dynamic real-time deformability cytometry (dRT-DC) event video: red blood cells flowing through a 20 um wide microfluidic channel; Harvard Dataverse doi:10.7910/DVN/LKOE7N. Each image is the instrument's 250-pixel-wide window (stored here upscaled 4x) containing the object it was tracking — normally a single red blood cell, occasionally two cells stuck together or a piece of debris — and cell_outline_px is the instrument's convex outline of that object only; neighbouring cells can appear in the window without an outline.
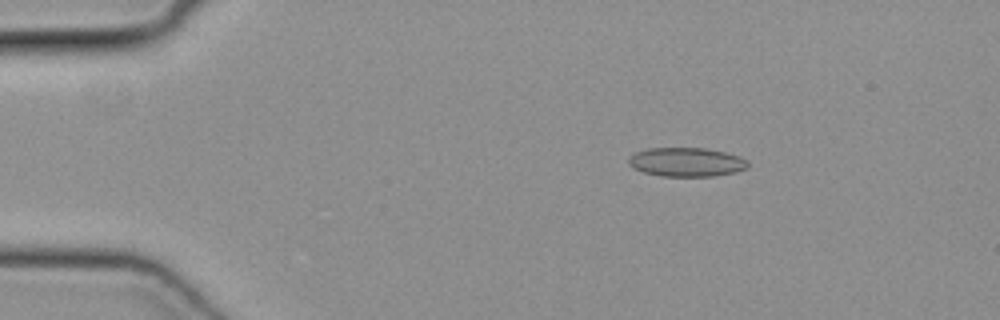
{"species": "common noctule bat (a hibernating species)", "species_latin": "Nyctalus noctula", "temperature_condition": "cold", "stored_images_in_passage": 49, "camera_frame_rate_fps": 3000, "um_per_image_px": 0.085, "animal": {"sex": "female", "body_mass_g": 19.3, "forearm_length_mm": 54.1}, "frame": {"image": 1, "passage_image": 8, "time_ms": 2.333, "image_size_px": [1000, 320], "cell_outline_px": [[748, 168], [736, 172], [712, 176], [664, 176], [644, 172], [628, 164], [628, 156], [636, 152], [648, 148], [704, 148], [724, 152], [740, 156], [748, 160]], "centroid_in_image_um": [58.37, 13.77], "position_along_channel_um": 26.6, "area_um2": 20.11}}
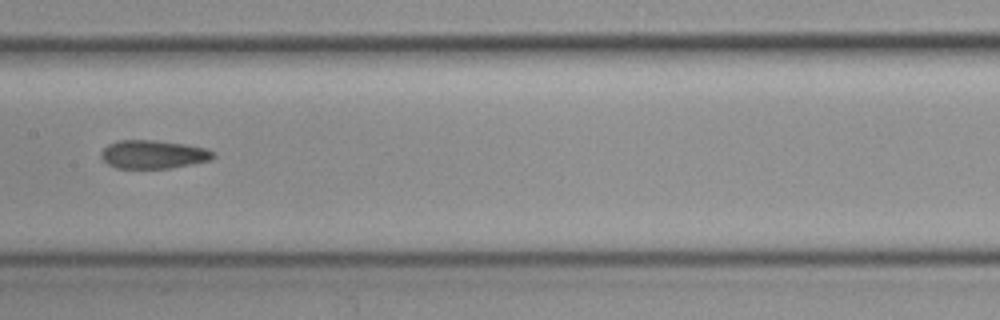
{"frame": {"image": 2, "passage_image": 25, "time_ms": 8.0, "image_size_px": [1000, 320], "cell_outline_px": [[216, 156], [212, 160], [172, 168], [116, 168], [108, 164], [100, 156], [100, 152], [108, 144], [116, 140], [156, 140], [184, 144], [208, 148], [216, 152]], "centroid_in_image_um": [13.07, 13.12], "position_along_channel_um": 194.3, "area_um2": 18.84}}
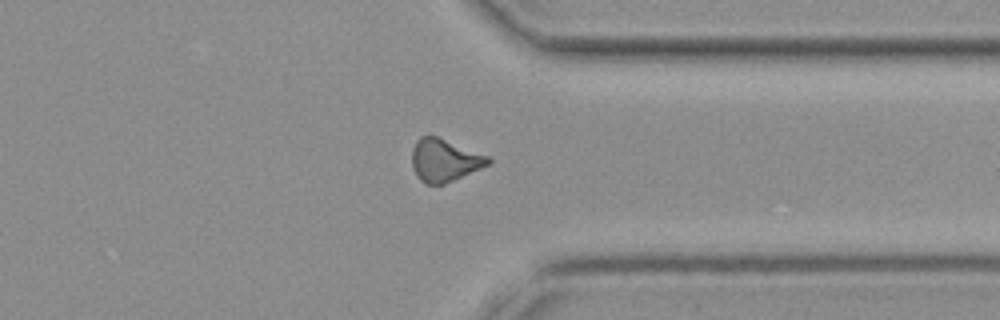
{"frame": {"image": 3, "passage_image": 38, "time_ms": 12.333, "image_size_px": [1000, 320], "cell_outline_px": [[492, 160], [488, 164], [480, 168], [444, 184], [424, 184], [416, 176], [412, 168], [412, 148], [416, 140], [420, 136], [436, 136], [488, 156]], "centroid_in_image_um": [37.72, 13.62], "position_along_channel_um": 373.7, "area_um2": 18.73}}